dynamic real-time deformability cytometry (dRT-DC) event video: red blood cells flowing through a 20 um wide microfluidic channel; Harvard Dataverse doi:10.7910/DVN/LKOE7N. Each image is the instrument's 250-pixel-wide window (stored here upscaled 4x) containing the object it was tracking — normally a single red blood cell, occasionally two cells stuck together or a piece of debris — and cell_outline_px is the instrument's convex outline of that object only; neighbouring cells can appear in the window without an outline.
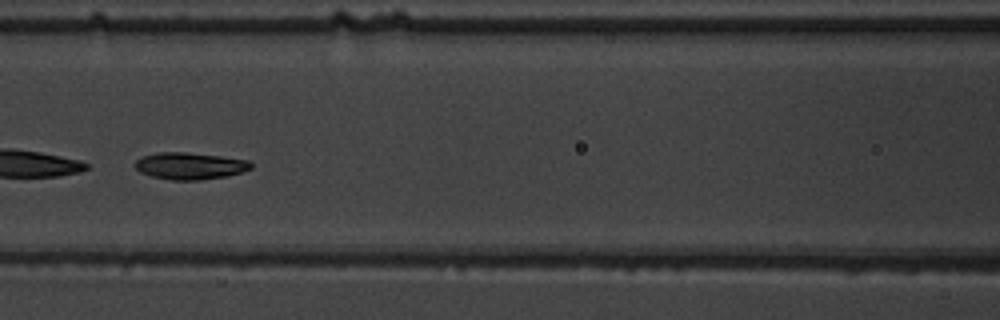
{"species": "common noctule bat (a hibernating species)", "species_latin": "Nyctalus noctula", "temperature_condition": "warm", "stored_images_in_passage": 52, "camera_frame_rate_fps": 3000, "um_per_image_px": 0.085, "animal": {"sex": "male", "body_mass_g": 19.5, "forearm_length_mm": 54.6}, "frame": {"image": 1, "passage_image": 23, "time_ms": 7.333, "image_size_px": [1000, 320], "cell_outline_px": [[252, 168], [228, 176], [200, 180], [172, 180], [152, 176], [140, 172], [132, 164], [136, 160], [144, 156], [160, 152], [188, 152], [220, 156], [248, 160], [252, 164]], "centroid_in_image_um": [16.13, 14.1], "position_along_channel_um": 150.5, "area_um2": 18.15}}
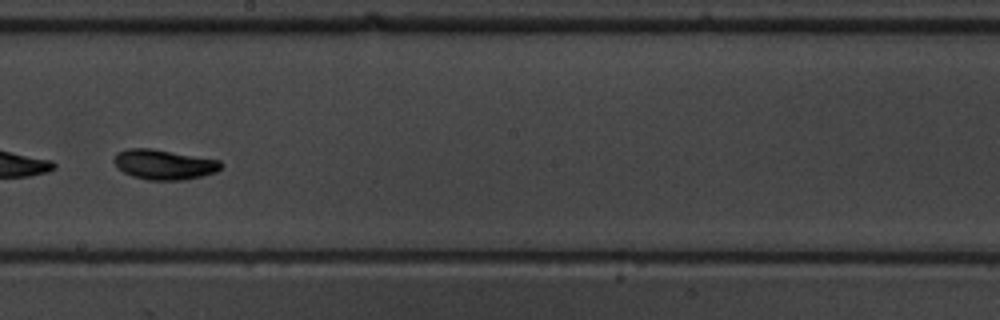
{"frame": {"image": 2, "passage_image": 30, "time_ms": 9.667, "image_size_px": [1000, 320], "cell_outline_px": [[224, 164], [216, 172], [184, 180], [148, 180], [132, 176], [124, 172], [112, 160], [116, 152], [128, 148], [152, 148], [220, 160]], "centroid_in_image_um": [13.94, 13.97], "position_along_channel_um": 234.3, "area_um2": 18.73}, "authors_computed_cell_mechanics": {"area_um2": 18.3804, "velocity_mm_per_s": 3.606, "shape_relaxation_time_tau1_ms": 9.0865, "shape_relaxation_time_tau2_ms": 2.2209, "deformation_change_tau1": 0.3165, "deformation_change_tau2": 0.0659}}